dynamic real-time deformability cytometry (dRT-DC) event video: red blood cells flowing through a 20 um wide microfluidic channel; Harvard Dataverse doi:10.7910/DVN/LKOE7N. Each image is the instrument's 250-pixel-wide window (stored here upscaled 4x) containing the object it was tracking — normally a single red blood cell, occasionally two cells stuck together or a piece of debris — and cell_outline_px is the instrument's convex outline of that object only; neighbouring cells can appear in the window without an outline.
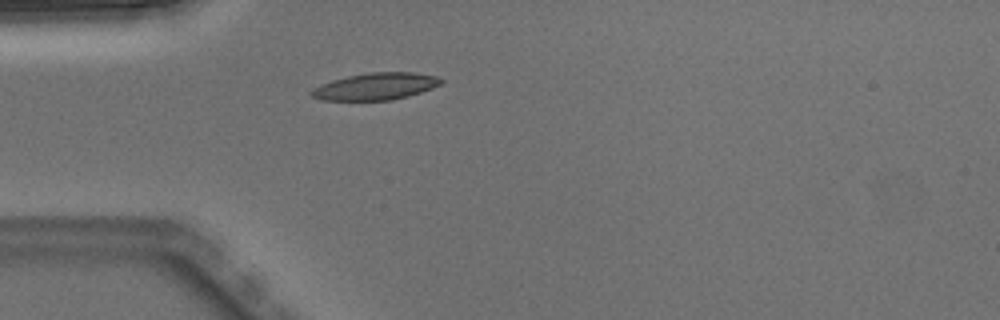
{"species": "Egyptian fruit bat (a non-hibernating species)", "species_latin": "Rousettus aegyptiacus", "temperature_condition": "warm", "stored_images_in_passage": 1, "camera_frame_rate_fps": 3000, "um_per_image_px": 0.085, "animal": {"sex": "male"}, "frame": {"image": 1, "passage_image": 1, "time_ms": 0.0, "image_size_px": [1000, 320], "cell_outline_px": [[444, 84], [408, 96], [392, 100], [324, 100], [312, 96], [308, 92], [312, 88], [332, 80], [348, 76], [372, 72], [412, 72], [436, 76], [444, 80]], "centroid_in_image_um": [31.95, 7.34], "position_along_channel_um": 53.0, "area_um2": 20.35}}